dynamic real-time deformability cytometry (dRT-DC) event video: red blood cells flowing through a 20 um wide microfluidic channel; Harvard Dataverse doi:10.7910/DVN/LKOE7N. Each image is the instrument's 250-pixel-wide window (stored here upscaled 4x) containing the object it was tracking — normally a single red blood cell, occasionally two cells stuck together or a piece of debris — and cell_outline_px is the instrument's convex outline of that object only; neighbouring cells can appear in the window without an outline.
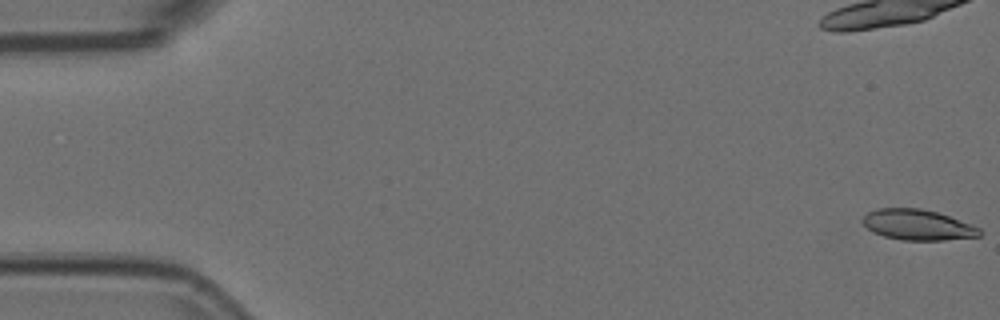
{"species": "Egyptian fruit bat (a non-hibernating species)", "species_latin": "Rousettus aegyptiacus", "temperature_condition": "room temperature", "stored_images_in_passage": 57, "camera_frame_rate_fps": 3000, "um_per_image_px": 0.085, "animal": {"sex": "female"}, "frame": {"image": 1, "passage_image": 1, "time_ms": 0.0, "image_size_px": [1000, 320], "cell_outline_px": [[984, 232], [980, 236], [944, 240], [900, 240], [884, 236], [872, 232], [860, 220], [868, 212], [876, 208], [920, 208], [936, 212], [948, 216], [980, 228]], "centroid_in_image_um": [77.98, 19.11], "position_along_channel_um": 7.0, "area_um2": 20.81}}
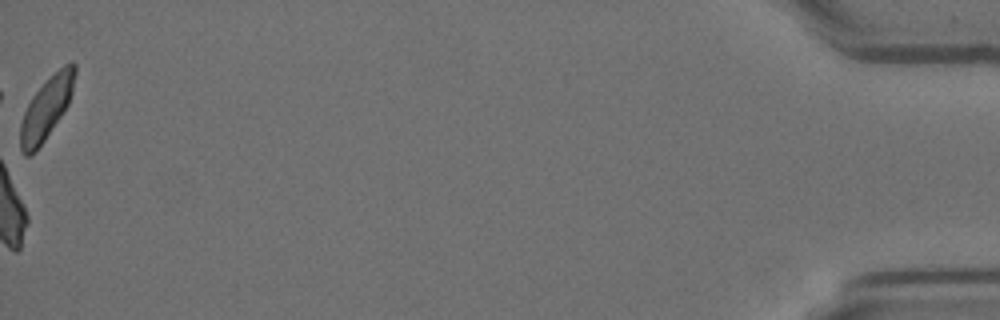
{"frame": {"image": 2, "passage_image": 56, "time_ms": 18.333, "image_size_px": [1000, 320], "cell_outline_px": [[76, 72], [72, 92], [68, 104], [44, 140], [28, 156], [24, 156], [20, 148], [20, 124], [24, 112], [32, 96], [64, 64], [72, 60], [76, 64]], "centroid_in_image_um": [3.95, 9.17], "position_along_channel_um": 431.3, "area_um2": 19.07}}